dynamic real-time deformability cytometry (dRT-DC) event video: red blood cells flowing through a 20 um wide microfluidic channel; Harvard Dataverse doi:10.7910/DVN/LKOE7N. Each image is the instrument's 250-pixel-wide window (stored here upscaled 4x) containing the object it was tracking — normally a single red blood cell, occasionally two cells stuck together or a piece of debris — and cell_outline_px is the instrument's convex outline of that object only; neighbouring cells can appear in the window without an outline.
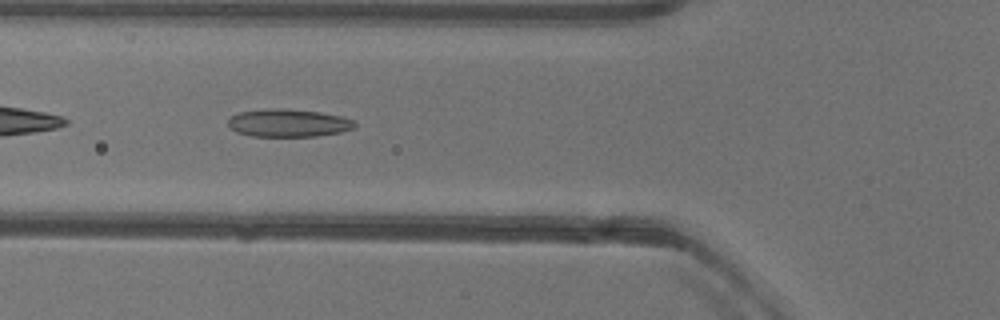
{"species": "common noctule bat (a hibernating species)", "species_latin": "Nyctalus noctula", "temperature_condition": "warm", "stored_images_in_passage": 37, "camera_frame_rate_fps": 3000, "um_per_image_px": 0.085, "animal": {"sex": "female"}, "frame": {"image": 1, "passage_image": 4, "time_ms": 1.0, "image_size_px": [1000, 320], "cell_outline_px": [[356, 124], [352, 128], [340, 132], [316, 136], [252, 136], [236, 132], [228, 124], [228, 120], [232, 116], [240, 112], [276, 108], [284, 108], [320, 112], [344, 116], [356, 120]], "centroid_in_image_um": [24.55, 10.45], "position_along_channel_um": 101.2, "area_um2": 20.46}}
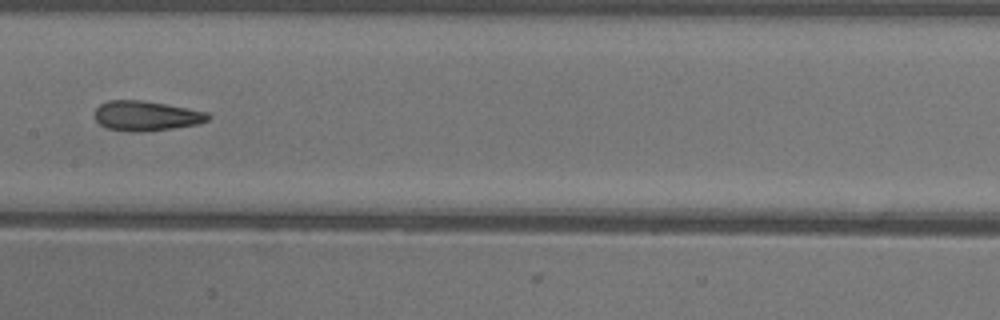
{"frame": {"image": 2, "passage_image": 11, "time_ms": 3.333, "image_size_px": [1000, 320], "cell_outline_px": [[212, 116], [208, 120], [200, 124], [172, 128], [140, 132], [128, 132], [104, 128], [92, 116], [96, 108], [100, 104], [108, 100], [144, 100], [188, 108], [208, 112]], "centroid_in_image_um": [12.4, 9.85], "position_along_channel_um": 195.0, "area_um2": 20.11}}
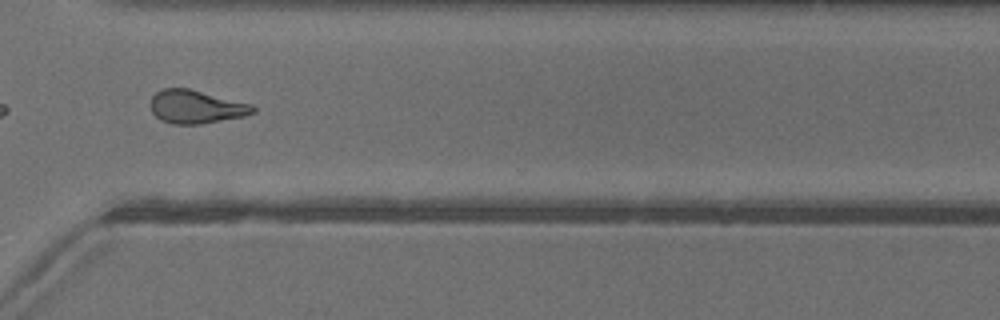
{"frame": {"image": 3, "passage_image": 23, "time_ms": 7.333, "image_size_px": [1000, 320], "cell_outline_px": [[256, 112], [244, 116], [200, 124], [172, 124], [160, 120], [152, 112], [152, 96], [156, 92], [164, 88], [188, 88], [252, 104], [256, 108]], "centroid_in_image_um": [16.68, 9.08], "position_along_channel_um": 353.9, "area_um2": 19.77}, "authors_computed_cell_mechanics": {"area_um2": 19.8832, "velocity_mm_per_s": 3.9861, "shape_relaxation_time_tau1_ms": null, "shape_relaxation_time_tau2_ms": 2.6578, "deformation_change_tau1": null, "deformation_change_tau2": 0.1214}}